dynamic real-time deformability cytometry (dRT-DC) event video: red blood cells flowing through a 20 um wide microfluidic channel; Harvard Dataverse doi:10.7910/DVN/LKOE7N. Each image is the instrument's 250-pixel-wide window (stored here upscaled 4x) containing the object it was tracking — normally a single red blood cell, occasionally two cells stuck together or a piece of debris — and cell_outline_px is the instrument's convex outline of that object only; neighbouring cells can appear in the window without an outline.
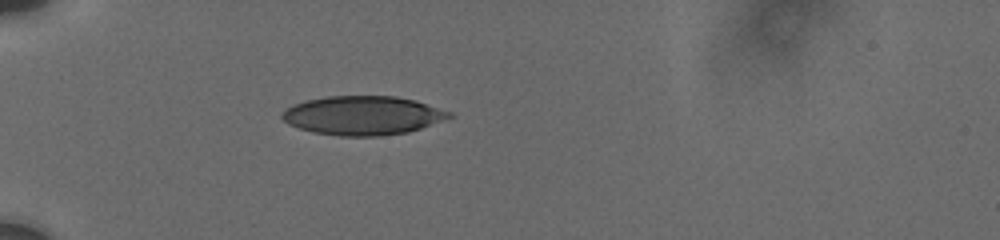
{"species": "human", "species_latin": "Homo sapiens", "temperature_condition": "cold", "stored_images_in_passage": 24, "camera_frame_rate_fps": 3000, "um_per_image_px": 0.085, "donor": {"sex": "male"}, "frame": {"image": 1, "passage_image": 1, "time_ms": 0.0, "image_size_px": [1000, 240], "cell_outline_px": [[456, 116], [408, 132], [380, 136], [340, 136], [312, 132], [288, 124], [280, 116], [292, 104], [304, 100], [324, 96], [396, 96], [416, 100], [452, 112]], "centroid_in_image_um": [30.85, 9.81], "position_along_channel_um": 54.1, "area_um2": 38.15}}
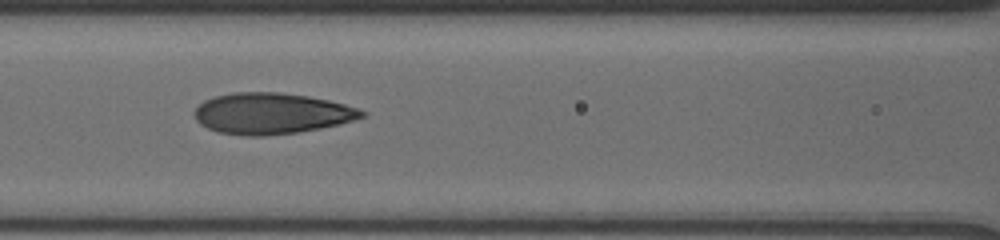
{"frame": {"image": 2, "passage_image": 14, "time_ms": 3.0, "image_size_px": [1000, 240], "cell_outline_px": [[364, 116], [352, 120], [320, 128], [296, 132], [264, 136], [248, 136], [220, 132], [208, 128], [200, 124], [196, 120], [196, 108], [204, 100], [216, 96], [232, 92], [280, 92], [308, 96], [328, 100], [360, 108], [364, 112]], "centroid_in_image_um": [23.06, 9.63], "position_along_channel_um": 143.5, "area_um2": 39.65}}
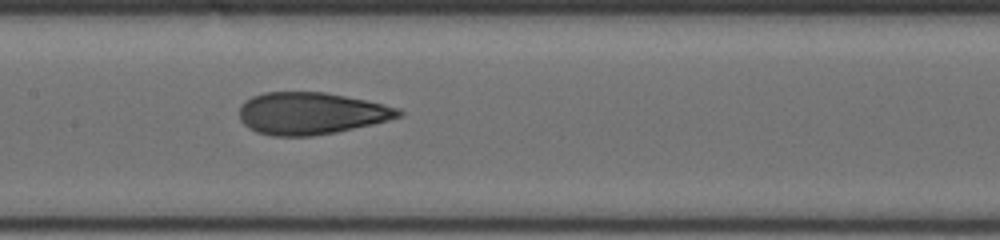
{"frame": {"image": 3, "passage_image": 23, "time_ms": 4.0, "image_size_px": [1000, 240], "cell_outline_px": [[404, 112], [400, 116], [388, 120], [372, 124], [336, 132], [312, 136], [272, 136], [256, 132], [248, 128], [240, 120], [240, 104], [244, 100], [252, 96], [264, 92], [324, 92], [384, 104], [400, 108]], "centroid_in_image_um": [26.4, 9.64], "position_along_channel_um": 181.0, "area_um2": 39.07}}